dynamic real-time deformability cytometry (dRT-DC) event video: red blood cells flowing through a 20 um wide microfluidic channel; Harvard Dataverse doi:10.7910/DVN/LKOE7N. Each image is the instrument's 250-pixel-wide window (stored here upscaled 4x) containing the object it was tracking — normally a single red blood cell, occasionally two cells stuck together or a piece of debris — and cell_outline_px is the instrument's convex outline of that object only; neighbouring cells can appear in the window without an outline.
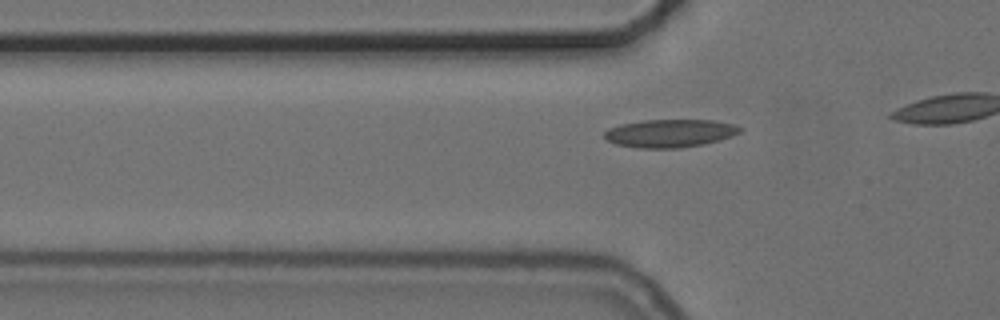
{"species": "common noctule bat (a hibernating species)", "species_latin": "Nyctalus noctula", "temperature_condition": "cold", "stored_images_in_passage": 21, "camera_frame_rate_fps": 3000, "um_per_image_px": 0.085, "animal": {"sex": "female", "body_mass_g": 24.6, "forearm_length_mm": 56.2}, "frame": {"image": 1, "passage_image": 15, "time_ms": 4.667, "image_size_px": [1000, 320], "cell_outline_px": [[744, 128], [740, 132], [732, 136], [720, 140], [704, 144], [680, 148], [636, 148], [616, 144], [608, 140], [604, 136], [604, 132], [608, 128], [620, 124], [644, 120], [716, 120], [736, 124]], "centroid_in_image_um": [56.98, 11.32], "position_along_channel_um": 68.8, "area_um2": 22.37}}